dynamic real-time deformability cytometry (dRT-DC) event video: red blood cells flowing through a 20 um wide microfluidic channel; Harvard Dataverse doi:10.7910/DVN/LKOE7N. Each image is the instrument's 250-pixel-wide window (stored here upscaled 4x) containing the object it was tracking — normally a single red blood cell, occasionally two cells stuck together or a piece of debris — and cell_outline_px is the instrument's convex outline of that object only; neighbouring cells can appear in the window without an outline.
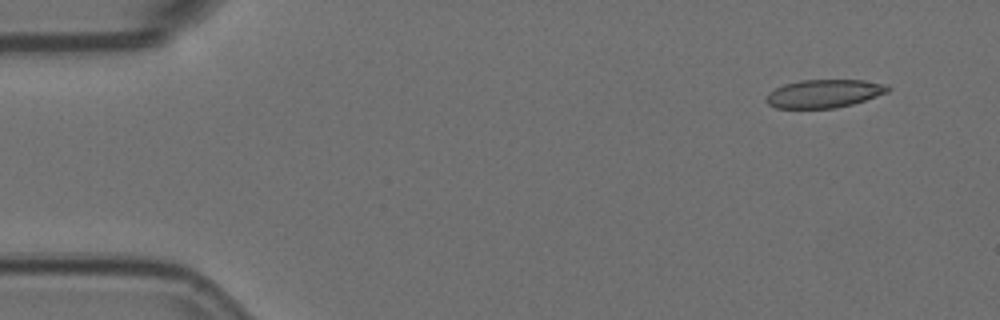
{"species": "Egyptian fruit bat (a non-hibernating species)", "species_latin": "Rousettus aegyptiacus", "temperature_condition": "room temperature", "stored_images_in_passage": 53, "camera_frame_rate_fps": 3000, "um_per_image_px": 0.085, "animal": {"sex": "female"}, "frame": {"image": 1, "passage_image": 1, "time_ms": 0.0, "image_size_px": [1000, 320], "cell_outline_px": [[892, 88], [888, 92], [852, 104], [836, 108], [776, 108], [768, 104], [764, 100], [768, 92], [784, 84], [800, 80], [864, 80], [888, 84]], "centroid_in_image_um": [70.04, 7.95], "position_along_channel_um": 15.0, "area_um2": 20.11}}
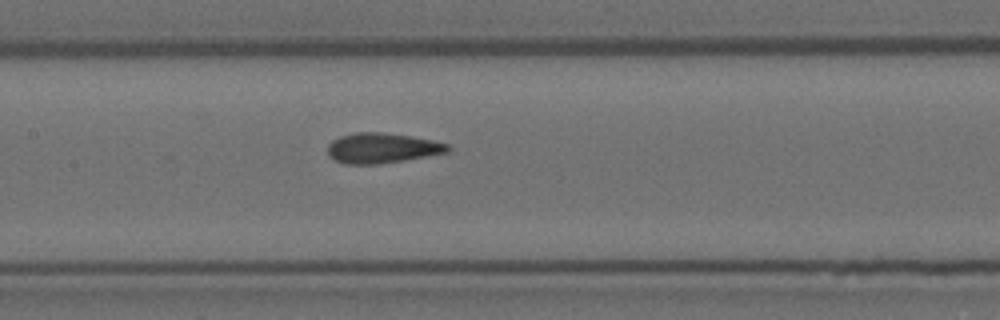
{"frame": {"image": 2, "passage_image": 23, "time_ms": 7.333, "image_size_px": [1000, 320], "cell_outline_px": [[452, 148], [448, 152], [404, 160], [380, 164], [344, 164], [332, 160], [328, 156], [328, 144], [332, 140], [340, 136], [352, 132], [380, 132], [408, 136], [432, 140], [448, 144]], "centroid_in_image_um": [32.42, 12.59], "position_along_channel_um": 175.0, "area_um2": 21.21}}
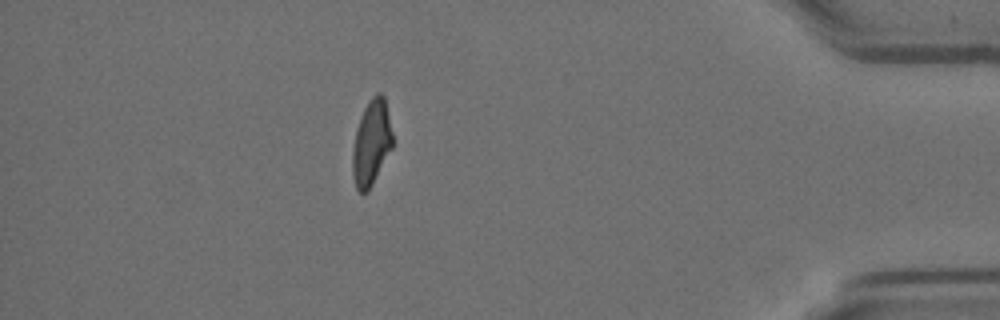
{"frame": {"image": 3, "passage_image": 46, "time_ms": 15.0, "image_size_px": [1000, 320], "cell_outline_px": [[392, 148], [368, 192], [360, 192], [356, 188], [352, 176], [352, 148], [356, 128], [364, 108], [372, 96], [376, 92], [380, 92], [384, 96], [392, 132]], "centroid_in_image_um": [31.55, 12.14], "position_along_channel_um": 403.6, "area_um2": 19.94}, "authors_computed_cell_mechanics": {"area_um2": 20.8658, "velocity_mm_per_s": 3.6043, "shape_relaxation_time_tau1_ms": null, "shape_relaxation_time_tau2_ms": 1.6464, "deformation_change_tau1": null, "deformation_change_tau2": 0.0767}}